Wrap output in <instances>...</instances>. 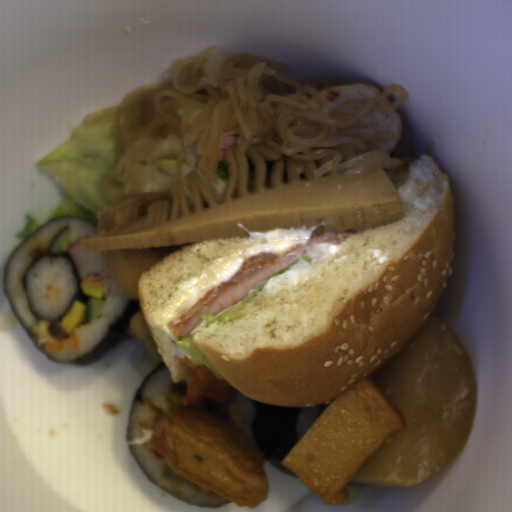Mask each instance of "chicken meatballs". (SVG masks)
<instances>
[{
  "label": "chicken meatballs",
  "instance_id": "obj_2",
  "mask_svg": "<svg viewBox=\"0 0 512 512\" xmlns=\"http://www.w3.org/2000/svg\"><path fill=\"white\" fill-rule=\"evenodd\" d=\"M171 195L156 192H132L121 195L102 211H97V235L101 229L110 232L116 227H124L134 218L145 217L147 207L156 201L170 200Z\"/></svg>",
  "mask_w": 512,
  "mask_h": 512
},
{
  "label": "chicken meatballs",
  "instance_id": "obj_1",
  "mask_svg": "<svg viewBox=\"0 0 512 512\" xmlns=\"http://www.w3.org/2000/svg\"><path fill=\"white\" fill-rule=\"evenodd\" d=\"M163 248H133L119 250H98L105 268L118 290L127 298L139 302L138 281L143 271L183 246Z\"/></svg>",
  "mask_w": 512,
  "mask_h": 512
},
{
  "label": "chicken meatballs",
  "instance_id": "obj_4",
  "mask_svg": "<svg viewBox=\"0 0 512 512\" xmlns=\"http://www.w3.org/2000/svg\"><path fill=\"white\" fill-rule=\"evenodd\" d=\"M367 128H373L375 133L379 131H392L396 139L394 142L371 143L389 156L400 144L403 136V120L395 110L388 113L370 112L362 120Z\"/></svg>",
  "mask_w": 512,
  "mask_h": 512
},
{
  "label": "chicken meatballs",
  "instance_id": "obj_3",
  "mask_svg": "<svg viewBox=\"0 0 512 512\" xmlns=\"http://www.w3.org/2000/svg\"><path fill=\"white\" fill-rule=\"evenodd\" d=\"M317 92L325 105L329 106L331 115L336 108L347 101H368L378 97L382 92L379 87L371 83L344 82L323 86Z\"/></svg>",
  "mask_w": 512,
  "mask_h": 512
}]
</instances>
